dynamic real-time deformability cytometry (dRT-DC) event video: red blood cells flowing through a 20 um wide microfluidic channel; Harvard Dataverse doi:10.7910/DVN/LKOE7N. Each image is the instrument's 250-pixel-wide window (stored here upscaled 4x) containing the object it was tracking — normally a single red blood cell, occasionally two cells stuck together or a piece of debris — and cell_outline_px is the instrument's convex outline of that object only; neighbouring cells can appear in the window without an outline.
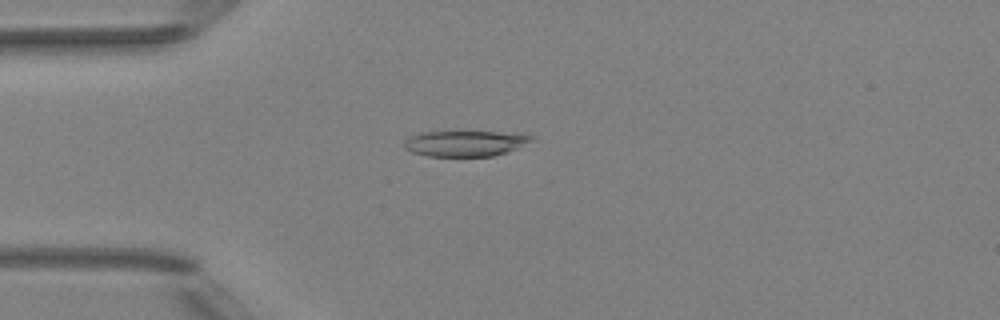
{"species": "Egyptian fruit bat (a non-hibernating species)", "species_latin": "Rousettus aegyptiacus", "temperature_condition": "room temperature", "stored_images_in_passage": 52, "camera_frame_rate_fps": 3000, "um_per_image_px": 0.085, "animal": {"sex": "female"}, "frame": {"image": 1, "passage_image": 14, "time_ms": 4.333, "image_size_px": [1000, 320], "cell_outline_px": [[536, 136], [532, 140], [516, 148], [492, 156], [428, 156], [412, 152], [404, 148], [404, 140], [420, 132], [496, 132]], "centroid_in_image_um": [39.47, 12.19], "position_along_channel_um": 45.5, "area_um2": 18.67}}
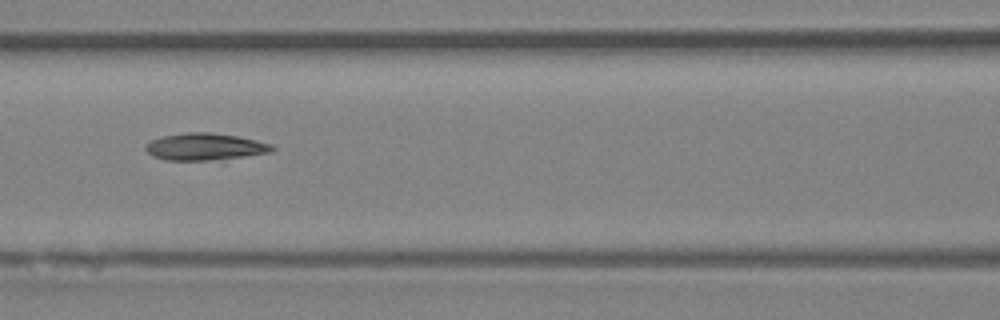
{"frame": {"image": 2, "passage_image": 23, "time_ms": 7.333, "image_size_px": [1000, 320], "cell_outline_px": [[276, 148], [268, 152], [244, 156], [208, 160], [164, 160], [152, 156], [144, 148], [144, 144], [152, 140], [164, 136], [188, 132], [208, 132], [236, 136], [256, 140], [272, 144]], "centroid_in_image_um": [17.38, 12.47], "position_along_channel_um": 149.2, "area_um2": 19.65}}
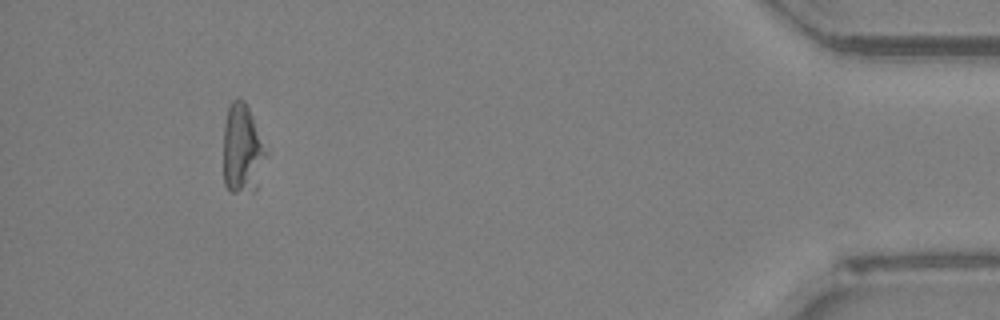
{"frame": {"image": 3, "passage_image": 48, "time_ms": 15.667, "image_size_px": [1000, 320], "cell_outline_px": [[268, 152], [256, 192], [232, 192], [224, 184], [224, 124], [228, 108], [232, 100], [244, 100], [248, 108]], "centroid_in_image_um": [20.61, 12.73], "position_along_channel_um": 414.6, "area_um2": 22.25}, "authors_computed_cell_mechanics": {"area_um2": 20.4612, "velocity_mm_per_s": 4.0139, "shape_relaxation_time_tau1_ms": 5.0827, "shape_relaxation_time_tau2_ms": null, "deformation_change_tau1": 0.1495, "deformation_change_tau2": null}}